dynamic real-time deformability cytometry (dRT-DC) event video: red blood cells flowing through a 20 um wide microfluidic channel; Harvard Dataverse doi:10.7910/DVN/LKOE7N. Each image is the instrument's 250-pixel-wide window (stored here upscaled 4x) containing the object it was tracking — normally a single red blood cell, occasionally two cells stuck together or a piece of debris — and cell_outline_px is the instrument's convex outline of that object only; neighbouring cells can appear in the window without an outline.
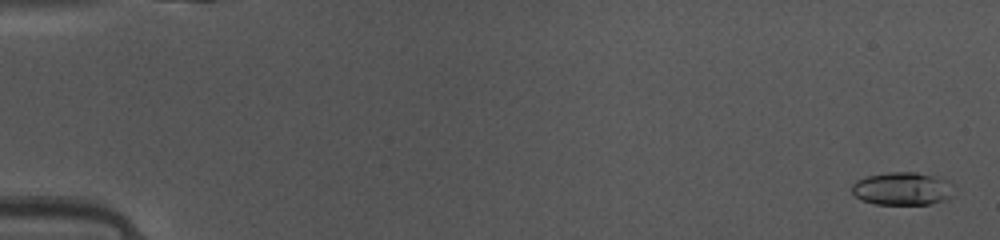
{"species": "common noctule bat (a hibernating species)", "species_latin": "Nyctalus noctula", "temperature_condition": "warm", "stored_images_in_passage": 49, "camera_frame_rate_fps": 3000, "um_per_image_px": 0.085, "animal": {"sex": "female", "body_mass_g": 10.0, "forearm_length_mm": 53.1}, "frame": {"image": 1, "passage_image": 2, "time_ms": 0.333, "image_size_px": [1000, 240], "cell_outline_px": [[952, 196], [944, 200], [928, 204], [876, 204], [860, 200], [852, 192], [852, 184], [856, 180], [868, 176], [888, 172], [916, 172], [948, 180], [952, 184]], "centroid_in_image_um": [76.68, 16.04], "position_along_channel_um": 8.3, "area_um2": 19.54}}
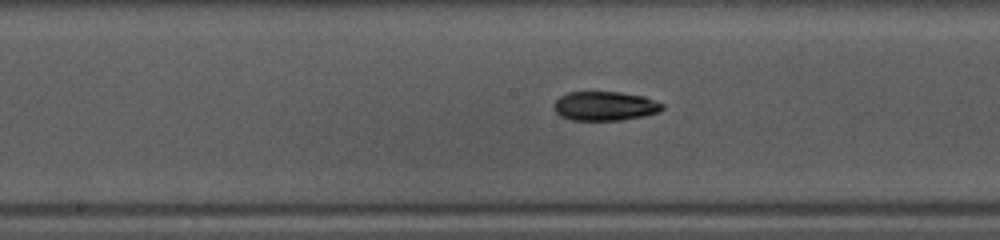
{"frame": {"image": 2, "passage_image": 26, "time_ms": 8.333, "image_size_px": [1000, 240], "cell_outline_px": [[664, 108], [660, 112], [644, 116], [624, 120], [572, 120], [560, 116], [556, 112], [556, 100], [560, 96], [568, 92], [620, 92], [644, 96], [664, 104]], "centroid_in_image_um": [51.47, 9.01], "position_along_channel_um": 196.7, "area_um2": 18.44}}
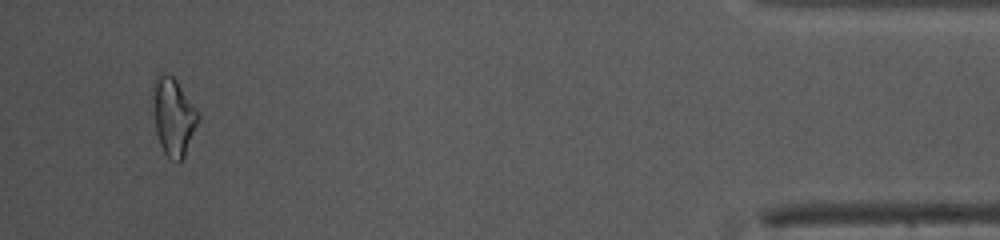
{"frame": {"image": 3, "passage_image": 47, "time_ms": 15.333, "image_size_px": [1000, 240], "cell_outline_px": [[200, 116], [184, 156], [180, 160], [168, 160], [160, 144], [156, 132], [152, 88], [152, 84], [156, 76], [160, 72], [172, 76], [176, 80], [196, 108]], "centroid_in_image_um": [14.72, 9.89], "position_along_channel_um": 420.5, "area_um2": 20.17}, "authors_computed_cell_mechanics": {"area_um2": 18.496, "velocity_mm_per_s": 4.1391, "shape_relaxation_time_tau1_ms": 3.4395, "shape_relaxation_time_tau2_ms": null, "deformation_change_tau1": 0.1246, "deformation_change_tau2": null}}